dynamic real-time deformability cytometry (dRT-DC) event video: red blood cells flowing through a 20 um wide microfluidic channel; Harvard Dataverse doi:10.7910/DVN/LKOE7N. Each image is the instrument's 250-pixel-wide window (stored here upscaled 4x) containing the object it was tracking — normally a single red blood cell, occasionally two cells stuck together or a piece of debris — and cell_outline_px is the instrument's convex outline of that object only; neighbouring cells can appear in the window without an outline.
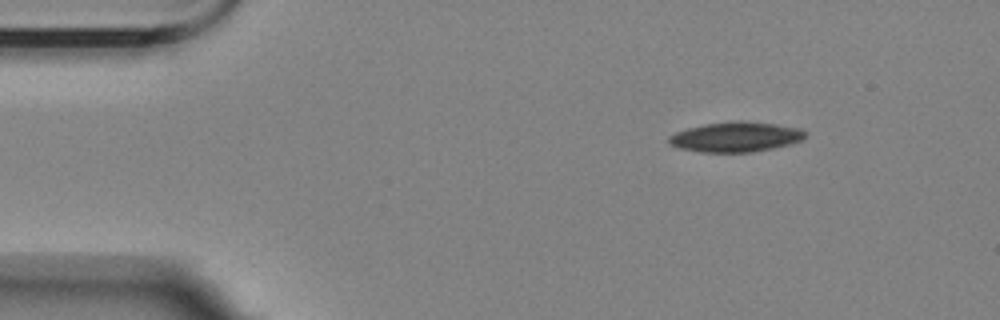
{"species": "Egyptian fruit bat (a non-hibernating species)", "species_latin": "Rousettus aegyptiacus", "temperature_condition": "room temperature", "stored_images_in_passage": 5, "camera_frame_rate_fps": 3000, "um_per_image_px": 0.085, "animal": {"sex": "female"}, "frame": {"image": 1, "passage_image": 2, "time_ms": 1.333, "image_size_px": [1000, 320], "cell_outline_px": [[804, 136], [800, 140], [788, 144], [772, 148], [752, 152], [704, 152], [680, 148], [668, 144], [668, 136], [676, 132], [688, 128], [704, 124], [740, 120], [776, 124], [800, 128], [804, 132]], "centroid_in_image_um": [62.49, 11.63], "position_along_channel_um": 22.5, "area_um2": 23.58}}